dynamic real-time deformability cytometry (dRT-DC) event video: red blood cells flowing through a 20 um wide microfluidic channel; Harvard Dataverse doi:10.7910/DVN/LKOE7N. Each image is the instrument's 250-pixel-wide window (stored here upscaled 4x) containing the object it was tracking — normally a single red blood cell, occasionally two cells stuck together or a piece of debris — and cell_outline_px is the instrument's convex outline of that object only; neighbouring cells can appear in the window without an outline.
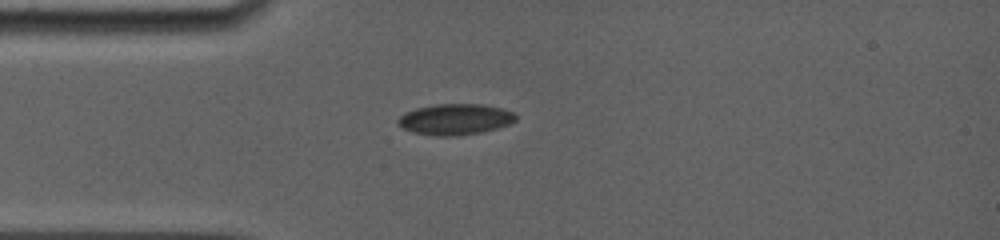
{"species": "common noctule bat (a hibernating species)", "species_latin": "Nyctalus noctula", "temperature_condition": "room temperature", "stored_images_in_passage": 15, "camera_frame_rate_fps": 5000, "um_per_image_px": 0.085, "animal": {"sex": "female", "body_mass_g": 19.0, "forearm_length_mm": 56.7}, "frame": {"image": 1, "passage_image": 1, "time_ms": 0.0, "image_size_px": [1000, 240], "cell_outline_px": [[516, 120], [508, 124], [496, 128], [480, 132], [456, 136], [436, 136], [412, 132], [396, 124], [396, 120], [404, 112], [416, 108], [436, 104], [484, 104], [500, 108], [512, 112], [516, 116]], "centroid_in_image_um": [38.63, 10.14], "position_along_channel_um": 46.4, "area_um2": 21.21}}
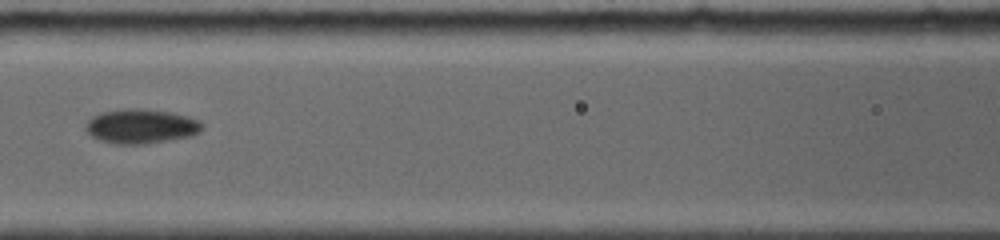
{"frame": {"image": 2, "passage_image": 5, "time_ms": 3.2, "image_size_px": [1000, 240], "cell_outline_px": [[204, 128], [200, 132], [188, 136], [140, 144], [120, 144], [100, 140], [92, 136], [84, 128], [84, 124], [92, 116], [100, 112], [128, 108], [140, 108], [168, 112], [200, 120]], "centroid_in_image_um": [11.94, 10.72], "position_along_channel_um": 154.7, "area_um2": 23.06}}
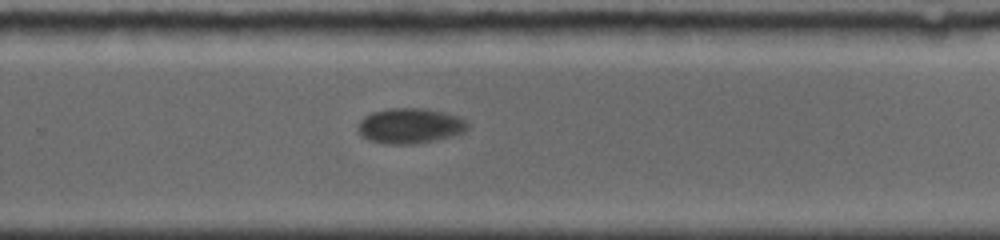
{"frame": {"image": 3, "passage_image": 15, "time_ms": 7.0, "image_size_px": [1000, 240], "cell_outline_px": [[468, 128], [464, 132], [432, 140], [408, 144], [392, 144], [372, 140], [364, 136], [360, 132], [360, 120], [364, 116], [372, 112], [388, 108], [428, 108], [460, 116], [468, 120]], "centroid_in_image_um": [34.91, 10.65], "position_along_channel_um": 294.9, "area_um2": 22.2}}